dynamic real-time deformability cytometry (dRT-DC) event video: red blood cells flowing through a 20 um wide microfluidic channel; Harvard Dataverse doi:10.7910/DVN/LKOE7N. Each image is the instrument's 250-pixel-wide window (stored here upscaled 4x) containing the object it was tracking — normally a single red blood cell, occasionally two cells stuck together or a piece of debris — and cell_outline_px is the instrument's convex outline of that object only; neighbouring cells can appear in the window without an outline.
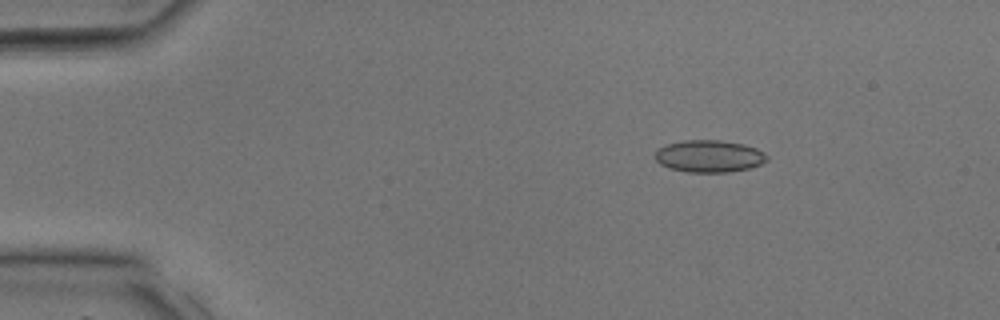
{"species": "common noctule bat (a hibernating species)", "species_latin": "Nyctalus noctula", "temperature_condition": "room temperature", "stored_images_in_passage": 32, "camera_frame_rate_fps": 3000, "um_per_image_px": 0.085, "animal": {"sex": "male", "body_mass_g": 17.9, "forearm_length_mm": 54.2}, "frame": {"image": 1, "passage_image": 3, "time_ms": 0.667, "image_size_px": [1000, 320], "cell_outline_px": [[768, 160], [760, 164], [748, 168], [728, 172], [688, 172], [668, 168], [660, 164], [656, 160], [656, 148], [668, 144], [684, 140], [720, 140], [744, 144], [756, 148], [764, 152], [768, 156]], "centroid_in_image_um": [60.27, 13.27], "position_along_channel_um": 24.7, "area_um2": 20.98}}
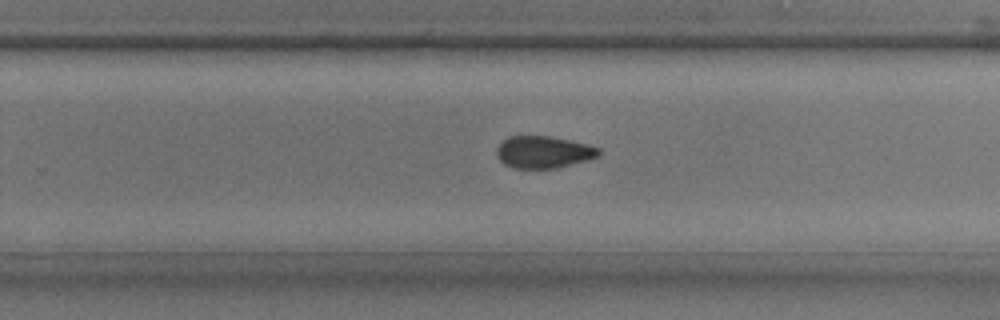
{"frame": {"image": 2, "passage_image": 20, "time_ms": 6.333, "image_size_px": [1000, 320], "cell_outline_px": [[600, 156], [588, 160], [556, 168], [512, 168], [504, 164], [496, 156], [496, 148], [508, 136], [548, 136], [588, 144], [600, 148]], "centroid_in_image_um": [46.2, 12.93], "position_along_channel_um": 283.6, "area_um2": 19.13}}
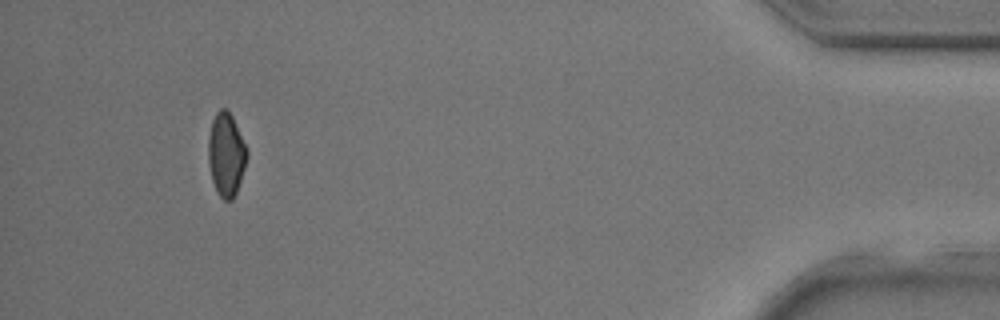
{"frame": {"image": 3, "passage_image": 30, "time_ms": 9.667, "image_size_px": [1000, 320], "cell_outline_px": [[248, 156], [236, 192], [232, 200], [224, 200], [216, 192], [212, 180], [208, 164], [208, 136], [212, 120], [216, 112], [220, 108], [224, 108], [232, 116], [248, 148]], "centroid_in_image_um": [19.21, 13.12], "position_along_channel_um": 416.0, "area_um2": 18.9}}